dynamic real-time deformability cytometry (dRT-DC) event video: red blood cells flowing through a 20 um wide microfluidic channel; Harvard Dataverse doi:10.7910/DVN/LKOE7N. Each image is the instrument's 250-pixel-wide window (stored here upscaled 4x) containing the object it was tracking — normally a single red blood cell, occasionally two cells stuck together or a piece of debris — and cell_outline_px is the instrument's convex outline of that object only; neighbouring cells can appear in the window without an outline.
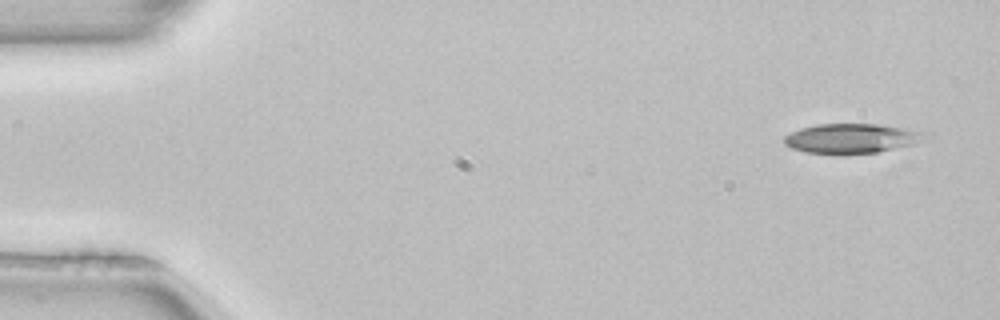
{"species": "common noctule bat (a hibernating species)", "species_latin": "Nyctalus noctula", "temperature_condition": "room temperature", "stored_images_in_passage": 4, "camera_frame_rate_fps": 3000, "um_per_image_px": 0.085, "animal": {"sex": "female", "body_mass_g": 22.7, "forearm_length_mm": 54.2}, "frame": {"image": 1, "passage_image": 1, "time_ms": 0.0, "image_size_px": [1000, 320], "cell_outline_px": [[932, 136], [916, 144], [876, 152], [804, 152], [792, 148], [784, 144], [784, 136], [800, 128], [816, 124], [876, 124], [932, 132]], "centroid_in_image_um": [72.49, 11.73], "position_along_channel_um": 12.5, "area_um2": 24.1}}
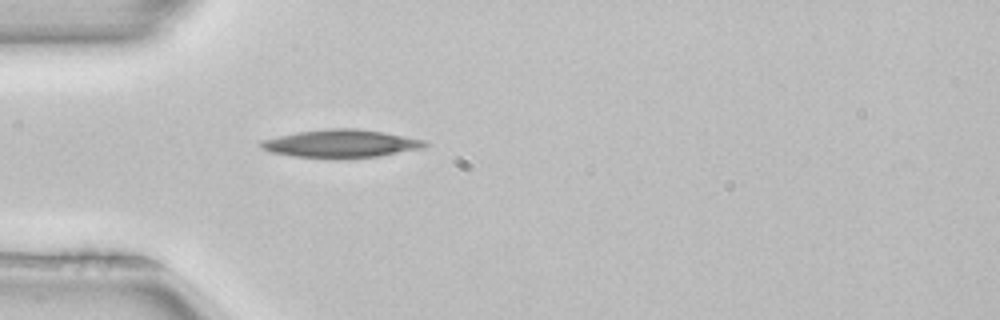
{"frame": {"image": 2, "passage_image": 4, "time_ms": 1.0, "image_size_px": [1000, 320], "cell_outline_px": [[428, 144], [424, 148], [380, 156], [292, 156], [268, 152], [260, 148], [260, 140], [296, 132], [328, 128], [356, 128], [384, 132], [424, 140]], "centroid_in_image_um": [28.96, 12.17], "position_along_channel_um": 56.0, "area_um2": 26.07}}